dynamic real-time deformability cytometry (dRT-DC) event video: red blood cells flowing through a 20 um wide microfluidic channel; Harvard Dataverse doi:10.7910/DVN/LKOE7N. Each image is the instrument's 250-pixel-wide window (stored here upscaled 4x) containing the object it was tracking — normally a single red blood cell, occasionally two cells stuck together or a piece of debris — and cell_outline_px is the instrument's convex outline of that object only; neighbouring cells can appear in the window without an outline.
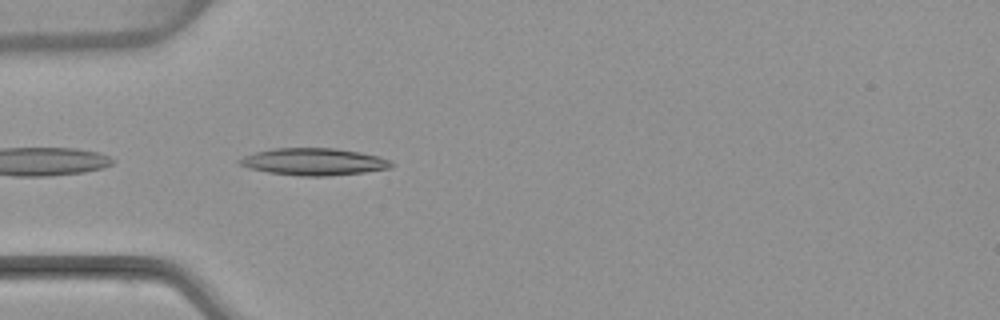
{"species": "common noctule bat (a hibernating species)", "species_latin": "Nyctalus noctula", "temperature_condition": "warm", "stored_images_in_passage": 5, "camera_frame_rate_fps": 3000, "um_per_image_px": 0.085, "animal": {"sex": "female", "body_mass_g": 22.7, "forearm_length_mm": 54.2}, "frame": {"image": 1, "passage_image": 5, "time_ms": 4.667, "image_size_px": [1000, 320], "cell_outline_px": [[392, 168], [364, 172], [328, 176], [300, 176], [268, 172], [248, 168], [240, 164], [236, 160], [244, 156], [256, 152], [276, 148], [336, 148], [360, 152], [380, 156], [388, 160], [392, 164]], "centroid_in_image_um": [26.67, 13.75], "position_along_channel_um": 58.3, "area_um2": 23.93}}